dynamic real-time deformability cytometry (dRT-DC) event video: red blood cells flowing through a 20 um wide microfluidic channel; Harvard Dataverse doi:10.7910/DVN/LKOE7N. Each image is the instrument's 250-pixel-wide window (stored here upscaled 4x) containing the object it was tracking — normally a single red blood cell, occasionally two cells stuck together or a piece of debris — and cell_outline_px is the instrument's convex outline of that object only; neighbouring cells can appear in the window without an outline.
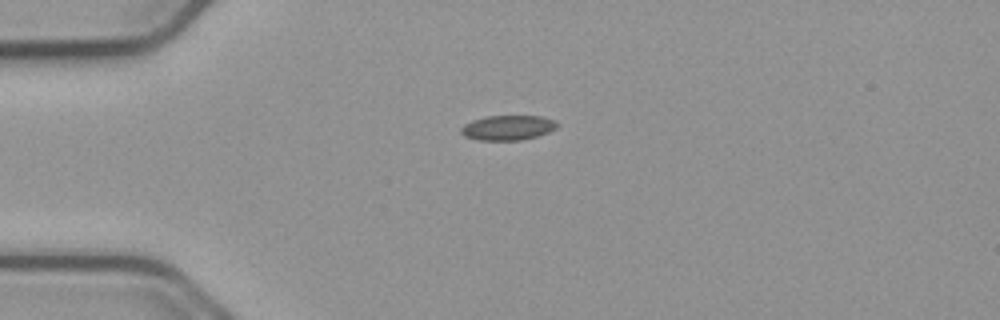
{"species": "common noctule bat (a hibernating species)", "species_latin": "Nyctalus noctula", "temperature_condition": "cold", "stored_images_in_passage": 42, "camera_frame_rate_fps": 3000, "um_per_image_px": 0.085, "animal": {"sex": "male", "body_mass_g": 23.1, "forearm_length_mm": 52.7}, "frame": {"image": 1, "passage_image": 1, "time_ms": 0.0, "image_size_px": [1000, 320], "cell_outline_px": [[556, 128], [548, 132], [536, 136], [520, 140], [480, 140], [464, 136], [460, 132], [460, 128], [464, 124], [472, 120], [488, 116], [540, 116], [556, 120]], "centroid_in_image_um": [43.13, 10.85], "position_along_channel_um": 41.9, "area_um2": 13.81}}
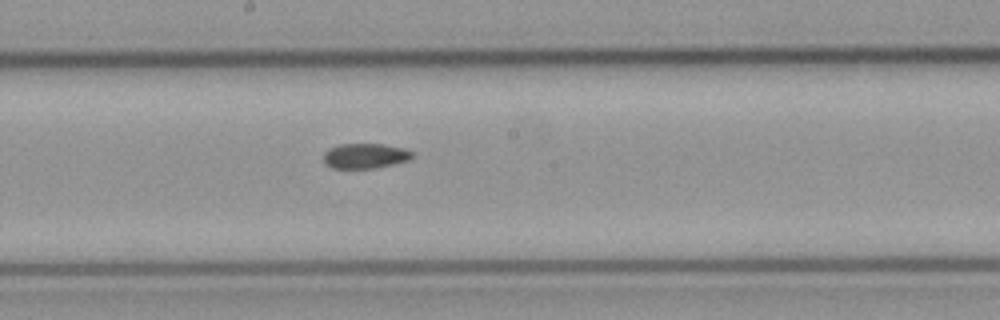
{"frame": {"image": 2, "passage_image": 17, "time_ms": 5.333, "image_size_px": [1000, 320], "cell_outline_px": [[416, 156], [408, 160], [376, 168], [332, 168], [324, 164], [324, 152], [328, 148], [340, 144], [384, 144], [404, 148], [416, 152]], "centroid_in_image_um": [31.07, 13.24], "position_along_channel_um": 217.1, "area_um2": 13.18}}
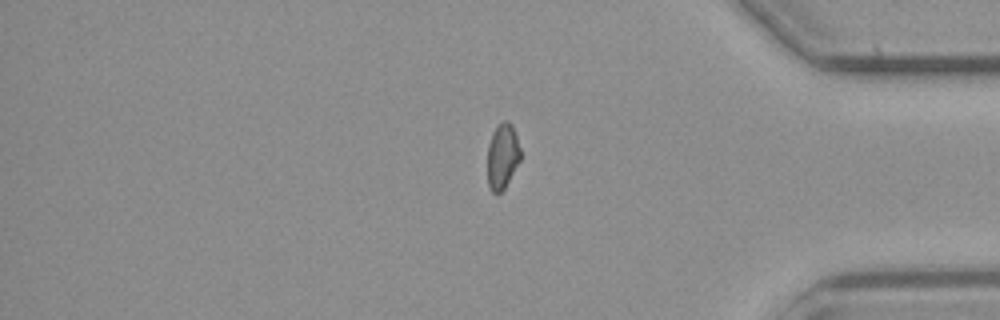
{"frame": {"image": 3, "passage_image": 33, "time_ms": 10.667, "image_size_px": [1000, 320], "cell_outline_px": [[520, 160], [504, 188], [500, 192], [492, 192], [488, 184], [488, 144], [492, 132], [504, 120], [508, 120], [512, 124], [516, 132], [520, 148]], "centroid_in_image_um": [42.71, 13.23], "position_along_channel_um": 392.5, "area_um2": 12.48}, "authors_computed_cell_mechanics": {"area_um2": 13.4385, "velocity_mm_per_s": 3.7554, "shape_relaxation_time_tau1_ms": null, "shape_relaxation_time_tau2_ms": 4.6086, "deformation_change_tau1": null, "deformation_change_tau2": 0.0735}}